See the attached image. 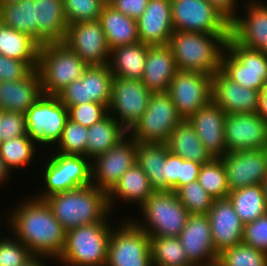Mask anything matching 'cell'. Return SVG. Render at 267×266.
Returning a JSON list of instances; mask_svg holds the SVG:
<instances>
[{
    "instance_id": "7402d4cb",
    "label": "cell",
    "mask_w": 267,
    "mask_h": 266,
    "mask_svg": "<svg viewBox=\"0 0 267 266\" xmlns=\"http://www.w3.org/2000/svg\"><path fill=\"white\" fill-rule=\"evenodd\" d=\"M260 91L229 79L221 70L212 76V100L227 114L257 113Z\"/></svg>"
},
{
    "instance_id": "83f0119b",
    "label": "cell",
    "mask_w": 267,
    "mask_h": 266,
    "mask_svg": "<svg viewBox=\"0 0 267 266\" xmlns=\"http://www.w3.org/2000/svg\"><path fill=\"white\" fill-rule=\"evenodd\" d=\"M177 71L174 56L168 45H149L141 80L151 93L167 92Z\"/></svg>"
},
{
    "instance_id": "7c38bea8",
    "label": "cell",
    "mask_w": 267,
    "mask_h": 266,
    "mask_svg": "<svg viewBox=\"0 0 267 266\" xmlns=\"http://www.w3.org/2000/svg\"><path fill=\"white\" fill-rule=\"evenodd\" d=\"M174 31L230 35V22L207 0H171Z\"/></svg>"
},
{
    "instance_id": "30bf717a",
    "label": "cell",
    "mask_w": 267,
    "mask_h": 266,
    "mask_svg": "<svg viewBox=\"0 0 267 266\" xmlns=\"http://www.w3.org/2000/svg\"><path fill=\"white\" fill-rule=\"evenodd\" d=\"M68 119V108L57 96L42 94L25 113L27 135L38 146L54 147Z\"/></svg>"
},
{
    "instance_id": "836d02e7",
    "label": "cell",
    "mask_w": 267,
    "mask_h": 266,
    "mask_svg": "<svg viewBox=\"0 0 267 266\" xmlns=\"http://www.w3.org/2000/svg\"><path fill=\"white\" fill-rule=\"evenodd\" d=\"M40 45L29 35L21 33L0 22V54L25 61L37 69Z\"/></svg>"
},
{
    "instance_id": "ab89813d",
    "label": "cell",
    "mask_w": 267,
    "mask_h": 266,
    "mask_svg": "<svg viewBox=\"0 0 267 266\" xmlns=\"http://www.w3.org/2000/svg\"><path fill=\"white\" fill-rule=\"evenodd\" d=\"M200 185L214 199H225L230 192L224 164L220 158H213L209 163L202 164L198 176Z\"/></svg>"
},
{
    "instance_id": "6125c7cd",
    "label": "cell",
    "mask_w": 267,
    "mask_h": 266,
    "mask_svg": "<svg viewBox=\"0 0 267 266\" xmlns=\"http://www.w3.org/2000/svg\"><path fill=\"white\" fill-rule=\"evenodd\" d=\"M205 266H219L217 263L211 264V265H205Z\"/></svg>"
},
{
    "instance_id": "ee69618b",
    "label": "cell",
    "mask_w": 267,
    "mask_h": 266,
    "mask_svg": "<svg viewBox=\"0 0 267 266\" xmlns=\"http://www.w3.org/2000/svg\"><path fill=\"white\" fill-rule=\"evenodd\" d=\"M104 5L100 0H63L64 14L68 26L80 22L99 20Z\"/></svg>"
},
{
    "instance_id": "f5cc1de1",
    "label": "cell",
    "mask_w": 267,
    "mask_h": 266,
    "mask_svg": "<svg viewBox=\"0 0 267 266\" xmlns=\"http://www.w3.org/2000/svg\"><path fill=\"white\" fill-rule=\"evenodd\" d=\"M201 164L181 158L179 188L198 180Z\"/></svg>"
},
{
    "instance_id": "44dd1931",
    "label": "cell",
    "mask_w": 267,
    "mask_h": 266,
    "mask_svg": "<svg viewBox=\"0 0 267 266\" xmlns=\"http://www.w3.org/2000/svg\"><path fill=\"white\" fill-rule=\"evenodd\" d=\"M178 238L188 261L193 266H205L217 262L207 214H190Z\"/></svg>"
},
{
    "instance_id": "277c9868",
    "label": "cell",
    "mask_w": 267,
    "mask_h": 266,
    "mask_svg": "<svg viewBox=\"0 0 267 266\" xmlns=\"http://www.w3.org/2000/svg\"><path fill=\"white\" fill-rule=\"evenodd\" d=\"M108 217L67 230L65 247L56 261L65 266H106L111 231L116 226L110 225Z\"/></svg>"
},
{
    "instance_id": "b9f144b4",
    "label": "cell",
    "mask_w": 267,
    "mask_h": 266,
    "mask_svg": "<svg viewBox=\"0 0 267 266\" xmlns=\"http://www.w3.org/2000/svg\"><path fill=\"white\" fill-rule=\"evenodd\" d=\"M88 128L68 119L62 136L54 147V151L66 155H80L86 157Z\"/></svg>"
},
{
    "instance_id": "f6af8a7d",
    "label": "cell",
    "mask_w": 267,
    "mask_h": 266,
    "mask_svg": "<svg viewBox=\"0 0 267 266\" xmlns=\"http://www.w3.org/2000/svg\"><path fill=\"white\" fill-rule=\"evenodd\" d=\"M0 232V266H23L34 257L32 252L19 240L5 237Z\"/></svg>"
},
{
    "instance_id": "d4e9b609",
    "label": "cell",
    "mask_w": 267,
    "mask_h": 266,
    "mask_svg": "<svg viewBox=\"0 0 267 266\" xmlns=\"http://www.w3.org/2000/svg\"><path fill=\"white\" fill-rule=\"evenodd\" d=\"M136 21L140 42L167 45L174 32L171 0H148L144 13Z\"/></svg>"
},
{
    "instance_id": "74e56055",
    "label": "cell",
    "mask_w": 267,
    "mask_h": 266,
    "mask_svg": "<svg viewBox=\"0 0 267 266\" xmlns=\"http://www.w3.org/2000/svg\"><path fill=\"white\" fill-rule=\"evenodd\" d=\"M153 266H193L178 237L150 236Z\"/></svg>"
},
{
    "instance_id": "e575fe53",
    "label": "cell",
    "mask_w": 267,
    "mask_h": 266,
    "mask_svg": "<svg viewBox=\"0 0 267 266\" xmlns=\"http://www.w3.org/2000/svg\"><path fill=\"white\" fill-rule=\"evenodd\" d=\"M166 143H138L136 162L145 172L151 187L155 190H166L165 161Z\"/></svg>"
},
{
    "instance_id": "2e32d148",
    "label": "cell",
    "mask_w": 267,
    "mask_h": 266,
    "mask_svg": "<svg viewBox=\"0 0 267 266\" xmlns=\"http://www.w3.org/2000/svg\"><path fill=\"white\" fill-rule=\"evenodd\" d=\"M138 142L129 134L106 153L91 161L92 184L108 193L122 174L137 162Z\"/></svg>"
},
{
    "instance_id": "8fae6325",
    "label": "cell",
    "mask_w": 267,
    "mask_h": 266,
    "mask_svg": "<svg viewBox=\"0 0 267 266\" xmlns=\"http://www.w3.org/2000/svg\"><path fill=\"white\" fill-rule=\"evenodd\" d=\"M113 227L106 266H153L150 236L131 219Z\"/></svg>"
},
{
    "instance_id": "7a4b0ae2",
    "label": "cell",
    "mask_w": 267,
    "mask_h": 266,
    "mask_svg": "<svg viewBox=\"0 0 267 266\" xmlns=\"http://www.w3.org/2000/svg\"><path fill=\"white\" fill-rule=\"evenodd\" d=\"M44 200L66 231L82 225L99 223L111 214L107 193L93 184L58 192Z\"/></svg>"
},
{
    "instance_id": "11a10c76",
    "label": "cell",
    "mask_w": 267,
    "mask_h": 266,
    "mask_svg": "<svg viewBox=\"0 0 267 266\" xmlns=\"http://www.w3.org/2000/svg\"><path fill=\"white\" fill-rule=\"evenodd\" d=\"M257 114L267 122V80L262 86Z\"/></svg>"
},
{
    "instance_id": "cb8c5ba5",
    "label": "cell",
    "mask_w": 267,
    "mask_h": 266,
    "mask_svg": "<svg viewBox=\"0 0 267 266\" xmlns=\"http://www.w3.org/2000/svg\"><path fill=\"white\" fill-rule=\"evenodd\" d=\"M227 113L211 100L189 119L205 149L213 158L227 153L224 142V123Z\"/></svg>"
},
{
    "instance_id": "5b68a950",
    "label": "cell",
    "mask_w": 267,
    "mask_h": 266,
    "mask_svg": "<svg viewBox=\"0 0 267 266\" xmlns=\"http://www.w3.org/2000/svg\"><path fill=\"white\" fill-rule=\"evenodd\" d=\"M87 67L63 42L43 44L39 48L37 65L42 93L56 96L70 83L80 79Z\"/></svg>"
},
{
    "instance_id": "9c48e42d",
    "label": "cell",
    "mask_w": 267,
    "mask_h": 266,
    "mask_svg": "<svg viewBox=\"0 0 267 266\" xmlns=\"http://www.w3.org/2000/svg\"><path fill=\"white\" fill-rule=\"evenodd\" d=\"M220 70L239 85L261 91L267 80V54L246 48L229 36Z\"/></svg>"
},
{
    "instance_id": "bcb514c9",
    "label": "cell",
    "mask_w": 267,
    "mask_h": 266,
    "mask_svg": "<svg viewBox=\"0 0 267 266\" xmlns=\"http://www.w3.org/2000/svg\"><path fill=\"white\" fill-rule=\"evenodd\" d=\"M69 119L85 127H91L108 114V108L100 103L90 102L68 108Z\"/></svg>"
},
{
    "instance_id": "9f6ffc18",
    "label": "cell",
    "mask_w": 267,
    "mask_h": 266,
    "mask_svg": "<svg viewBox=\"0 0 267 266\" xmlns=\"http://www.w3.org/2000/svg\"><path fill=\"white\" fill-rule=\"evenodd\" d=\"M12 172L5 166L2 158L0 157V184L4 185L3 183L10 179Z\"/></svg>"
},
{
    "instance_id": "ffe728a7",
    "label": "cell",
    "mask_w": 267,
    "mask_h": 266,
    "mask_svg": "<svg viewBox=\"0 0 267 266\" xmlns=\"http://www.w3.org/2000/svg\"><path fill=\"white\" fill-rule=\"evenodd\" d=\"M242 17L230 23V36L240 45L267 54V4L247 0ZM245 16V17H244Z\"/></svg>"
},
{
    "instance_id": "6f0895ef",
    "label": "cell",
    "mask_w": 267,
    "mask_h": 266,
    "mask_svg": "<svg viewBox=\"0 0 267 266\" xmlns=\"http://www.w3.org/2000/svg\"><path fill=\"white\" fill-rule=\"evenodd\" d=\"M49 260V257L45 256H34L31 258L27 263H25L23 266H45L43 261ZM44 259V260H43Z\"/></svg>"
},
{
    "instance_id": "94428289",
    "label": "cell",
    "mask_w": 267,
    "mask_h": 266,
    "mask_svg": "<svg viewBox=\"0 0 267 266\" xmlns=\"http://www.w3.org/2000/svg\"><path fill=\"white\" fill-rule=\"evenodd\" d=\"M100 1H102L104 4H109L108 0H100Z\"/></svg>"
},
{
    "instance_id": "603a6c76",
    "label": "cell",
    "mask_w": 267,
    "mask_h": 266,
    "mask_svg": "<svg viewBox=\"0 0 267 266\" xmlns=\"http://www.w3.org/2000/svg\"><path fill=\"white\" fill-rule=\"evenodd\" d=\"M216 254L242 243L244 224L228 198L214 199L207 213Z\"/></svg>"
},
{
    "instance_id": "3957f363",
    "label": "cell",
    "mask_w": 267,
    "mask_h": 266,
    "mask_svg": "<svg viewBox=\"0 0 267 266\" xmlns=\"http://www.w3.org/2000/svg\"><path fill=\"white\" fill-rule=\"evenodd\" d=\"M229 36L174 31L167 45L172 51L177 70L213 76L220 70L222 54Z\"/></svg>"
},
{
    "instance_id": "ac0fdd59",
    "label": "cell",
    "mask_w": 267,
    "mask_h": 266,
    "mask_svg": "<svg viewBox=\"0 0 267 266\" xmlns=\"http://www.w3.org/2000/svg\"><path fill=\"white\" fill-rule=\"evenodd\" d=\"M220 159L230 191L261 185L267 176V148L227 152Z\"/></svg>"
},
{
    "instance_id": "c3c4849f",
    "label": "cell",
    "mask_w": 267,
    "mask_h": 266,
    "mask_svg": "<svg viewBox=\"0 0 267 266\" xmlns=\"http://www.w3.org/2000/svg\"><path fill=\"white\" fill-rule=\"evenodd\" d=\"M27 135L25 114L1 111L0 142Z\"/></svg>"
},
{
    "instance_id": "8d00e7d4",
    "label": "cell",
    "mask_w": 267,
    "mask_h": 266,
    "mask_svg": "<svg viewBox=\"0 0 267 266\" xmlns=\"http://www.w3.org/2000/svg\"><path fill=\"white\" fill-rule=\"evenodd\" d=\"M0 22L36 41V22H34V0H20L0 6Z\"/></svg>"
},
{
    "instance_id": "8992f818",
    "label": "cell",
    "mask_w": 267,
    "mask_h": 266,
    "mask_svg": "<svg viewBox=\"0 0 267 266\" xmlns=\"http://www.w3.org/2000/svg\"><path fill=\"white\" fill-rule=\"evenodd\" d=\"M140 209L144 221L130 219L149 236L178 237L190 215L172 190L154 191Z\"/></svg>"
},
{
    "instance_id": "52a82bcc",
    "label": "cell",
    "mask_w": 267,
    "mask_h": 266,
    "mask_svg": "<svg viewBox=\"0 0 267 266\" xmlns=\"http://www.w3.org/2000/svg\"><path fill=\"white\" fill-rule=\"evenodd\" d=\"M52 153L42 169L44 189L38 196L34 193L36 198L45 199L58 192L92 184L91 161L87 157Z\"/></svg>"
},
{
    "instance_id": "1f68e13d",
    "label": "cell",
    "mask_w": 267,
    "mask_h": 266,
    "mask_svg": "<svg viewBox=\"0 0 267 266\" xmlns=\"http://www.w3.org/2000/svg\"><path fill=\"white\" fill-rule=\"evenodd\" d=\"M167 148L174 155L199 164L209 163L213 157L202 145L188 120H182L167 139Z\"/></svg>"
},
{
    "instance_id": "e0dca14e",
    "label": "cell",
    "mask_w": 267,
    "mask_h": 266,
    "mask_svg": "<svg viewBox=\"0 0 267 266\" xmlns=\"http://www.w3.org/2000/svg\"><path fill=\"white\" fill-rule=\"evenodd\" d=\"M63 43L88 66L109 64L111 50L99 20L69 25Z\"/></svg>"
},
{
    "instance_id": "60d3db41",
    "label": "cell",
    "mask_w": 267,
    "mask_h": 266,
    "mask_svg": "<svg viewBox=\"0 0 267 266\" xmlns=\"http://www.w3.org/2000/svg\"><path fill=\"white\" fill-rule=\"evenodd\" d=\"M216 263L219 266H267V253L239 243L220 252Z\"/></svg>"
},
{
    "instance_id": "d6986e66",
    "label": "cell",
    "mask_w": 267,
    "mask_h": 266,
    "mask_svg": "<svg viewBox=\"0 0 267 266\" xmlns=\"http://www.w3.org/2000/svg\"><path fill=\"white\" fill-rule=\"evenodd\" d=\"M224 142L227 152L267 148V122L257 113L227 114Z\"/></svg>"
},
{
    "instance_id": "4dcf8cb0",
    "label": "cell",
    "mask_w": 267,
    "mask_h": 266,
    "mask_svg": "<svg viewBox=\"0 0 267 266\" xmlns=\"http://www.w3.org/2000/svg\"><path fill=\"white\" fill-rule=\"evenodd\" d=\"M149 45L137 42L111 50L109 67L114 77L141 80L145 71Z\"/></svg>"
},
{
    "instance_id": "484cf974",
    "label": "cell",
    "mask_w": 267,
    "mask_h": 266,
    "mask_svg": "<svg viewBox=\"0 0 267 266\" xmlns=\"http://www.w3.org/2000/svg\"><path fill=\"white\" fill-rule=\"evenodd\" d=\"M34 22L36 42L40 46L63 42L68 28L63 0H34Z\"/></svg>"
},
{
    "instance_id": "7bdbcfd3",
    "label": "cell",
    "mask_w": 267,
    "mask_h": 266,
    "mask_svg": "<svg viewBox=\"0 0 267 266\" xmlns=\"http://www.w3.org/2000/svg\"><path fill=\"white\" fill-rule=\"evenodd\" d=\"M175 193L190 214H207L214 201L198 180L180 187Z\"/></svg>"
},
{
    "instance_id": "f35d334b",
    "label": "cell",
    "mask_w": 267,
    "mask_h": 266,
    "mask_svg": "<svg viewBox=\"0 0 267 266\" xmlns=\"http://www.w3.org/2000/svg\"><path fill=\"white\" fill-rule=\"evenodd\" d=\"M37 144L28 135L0 142V157L10 172L29 166L37 152ZM13 170V171H11Z\"/></svg>"
},
{
    "instance_id": "d590c367",
    "label": "cell",
    "mask_w": 267,
    "mask_h": 266,
    "mask_svg": "<svg viewBox=\"0 0 267 266\" xmlns=\"http://www.w3.org/2000/svg\"><path fill=\"white\" fill-rule=\"evenodd\" d=\"M227 198L244 225L267 213L262 185L235 189L229 192Z\"/></svg>"
},
{
    "instance_id": "d6a6232c",
    "label": "cell",
    "mask_w": 267,
    "mask_h": 266,
    "mask_svg": "<svg viewBox=\"0 0 267 266\" xmlns=\"http://www.w3.org/2000/svg\"><path fill=\"white\" fill-rule=\"evenodd\" d=\"M128 134V131L109 113L88 127L86 157L93 161L106 153Z\"/></svg>"
},
{
    "instance_id": "91938a15",
    "label": "cell",
    "mask_w": 267,
    "mask_h": 266,
    "mask_svg": "<svg viewBox=\"0 0 267 266\" xmlns=\"http://www.w3.org/2000/svg\"><path fill=\"white\" fill-rule=\"evenodd\" d=\"M20 0H0V6L7 4V3H12V2H17Z\"/></svg>"
},
{
    "instance_id": "db71d44e",
    "label": "cell",
    "mask_w": 267,
    "mask_h": 266,
    "mask_svg": "<svg viewBox=\"0 0 267 266\" xmlns=\"http://www.w3.org/2000/svg\"><path fill=\"white\" fill-rule=\"evenodd\" d=\"M220 14H222L230 23L238 15V0H207ZM237 12V13H236Z\"/></svg>"
},
{
    "instance_id": "680465c9",
    "label": "cell",
    "mask_w": 267,
    "mask_h": 266,
    "mask_svg": "<svg viewBox=\"0 0 267 266\" xmlns=\"http://www.w3.org/2000/svg\"><path fill=\"white\" fill-rule=\"evenodd\" d=\"M261 185L263 188V192H264V196H265V200H266V206H267V176L263 179V182Z\"/></svg>"
},
{
    "instance_id": "5bb4252c",
    "label": "cell",
    "mask_w": 267,
    "mask_h": 266,
    "mask_svg": "<svg viewBox=\"0 0 267 266\" xmlns=\"http://www.w3.org/2000/svg\"><path fill=\"white\" fill-rule=\"evenodd\" d=\"M150 95L142 80L113 77L108 113L129 131L145 113Z\"/></svg>"
},
{
    "instance_id": "681fc988",
    "label": "cell",
    "mask_w": 267,
    "mask_h": 266,
    "mask_svg": "<svg viewBox=\"0 0 267 266\" xmlns=\"http://www.w3.org/2000/svg\"><path fill=\"white\" fill-rule=\"evenodd\" d=\"M32 70L25 61L8 58L0 54V82L21 80Z\"/></svg>"
},
{
    "instance_id": "6da1fadb",
    "label": "cell",
    "mask_w": 267,
    "mask_h": 266,
    "mask_svg": "<svg viewBox=\"0 0 267 266\" xmlns=\"http://www.w3.org/2000/svg\"><path fill=\"white\" fill-rule=\"evenodd\" d=\"M14 208L5 219L12 236L34 256L49 257L52 261L58 259L65 247L66 230L54 217L46 201L35 196L26 197Z\"/></svg>"
},
{
    "instance_id": "f546056e",
    "label": "cell",
    "mask_w": 267,
    "mask_h": 266,
    "mask_svg": "<svg viewBox=\"0 0 267 266\" xmlns=\"http://www.w3.org/2000/svg\"><path fill=\"white\" fill-rule=\"evenodd\" d=\"M99 21L110 50L139 42L136 19L124 15L111 5L103 6Z\"/></svg>"
},
{
    "instance_id": "7dc6e473",
    "label": "cell",
    "mask_w": 267,
    "mask_h": 266,
    "mask_svg": "<svg viewBox=\"0 0 267 266\" xmlns=\"http://www.w3.org/2000/svg\"><path fill=\"white\" fill-rule=\"evenodd\" d=\"M242 243L267 253V213L244 225Z\"/></svg>"
},
{
    "instance_id": "4316f807",
    "label": "cell",
    "mask_w": 267,
    "mask_h": 266,
    "mask_svg": "<svg viewBox=\"0 0 267 266\" xmlns=\"http://www.w3.org/2000/svg\"><path fill=\"white\" fill-rule=\"evenodd\" d=\"M42 94L40 76L37 69H33L21 80L1 81L0 110L25 114Z\"/></svg>"
},
{
    "instance_id": "9a60e30c",
    "label": "cell",
    "mask_w": 267,
    "mask_h": 266,
    "mask_svg": "<svg viewBox=\"0 0 267 266\" xmlns=\"http://www.w3.org/2000/svg\"><path fill=\"white\" fill-rule=\"evenodd\" d=\"M113 77L108 64L88 66L80 79L70 83L56 96L67 108L90 102L108 108Z\"/></svg>"
},
{
    "instance_id": "4fadbf2b",
    "label": "cell",
    "mask_w": 267,
    "mask_h": 266,
    "mask_svg": "<svg viewBox=\"0 0 267 266\" xmlns=\"http://www.w3.org/2000/svg\"><path fill=\"white\" fill-rule=\"evenodd\" d=\"M167 93L171 96L179 116L188 120L212 100V76L178 70L171 79Z\"/></svg>"
},
{
    "instance_id": "816d5d0a",
    "label": "cell",
    "mask_w": 267,
    "mask_h": 266,
    "mask_svg": "<svg viewBox=\"0 0 267 266\" xmlns=\"http://www.w3.org/2000/svg\"><path fill=\"white\" fill-rule=\"evenodd\" d=\"M148 0H110L111 5L117 11L131 17L138 19L145 11Z\"/></svg>"
},
{
    "instance_id": "f907efd6",
    "label": "cell",
    "mask_w": 267,
    "mask_h": 266,
    "mask_svg": "<svg viewBox=\"0 0 267 266\" xmlns=\"http://www.w3.org/2000/svg\"><path fill=\"white\" fill-rule=\"evenodd\" d=\"M181 157L167 151L165 161L166 190L176 192L179 189Z\"/></svg>"
},
{
    "instance_id": "f1b7e54d",
    "label": "cell",
    "mask_w": 267,
    "mask_h": 266,
    "mask_svg": "<svg viewBox=\"0 0 267 266\" xmlns=\"http://www.w3.org/2000/svg\"><path fill=\"white\" fill-rule=\"evenodd\" d=\"M155 190L151 187L147 175L136 163L126 170L114 187L107 193L108 206L113 213L118 200L124 203H136L139 207L152 195ZM118 199H117V198ZM115 201V202H114Z\"/></svg>"
},
{
    "instance_id": "ba28073f",
    "label": "cell",
    "mask_w": 267,
    "mask_h": 266,
    "mask_svg": "<svg viewBox=\"0 0 267 266\" xmlns=\"http://www.w3.org/2000/svg\"><path fill=\"white\" fill-rule=\"evenodd\" d=\"M182 120L167 92L151 93L145 113L128 134L138 143H166Z\"/></svg>"
}]
</instances>
